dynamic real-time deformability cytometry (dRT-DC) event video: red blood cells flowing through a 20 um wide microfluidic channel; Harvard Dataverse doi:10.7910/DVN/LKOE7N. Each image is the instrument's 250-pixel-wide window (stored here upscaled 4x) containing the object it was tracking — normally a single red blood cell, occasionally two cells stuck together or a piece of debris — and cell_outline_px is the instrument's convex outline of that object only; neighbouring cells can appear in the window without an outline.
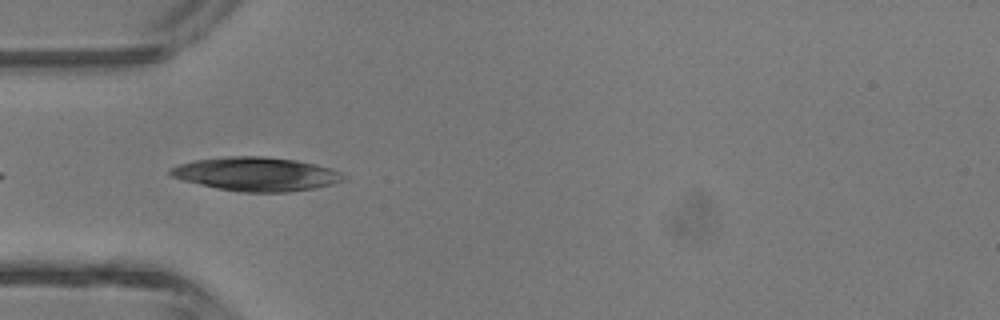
{"species": "common noctule bat (a hibernating species)", "species_latin": "Nyctalus noctula", "temperature_condition": "room temperature", "stored_images_in_passage": 6, "camera_frame_rate_fps": 3000, "um_per_image_px": 0.085, "animal": {"sex": "male", "body_mass_g": 13.3}, "frame": {"image": 1, "passage_image": 3, "time_ms": 3.333, "image_size_px": [1000, 320], "cell_outline_px": [[348, 176], [344, 180], [332, 184], [316, 188], [288, 192], [240, 192], [216, 188], [168, 176], [168, 168], [180, 164], [196, 160], [224, 156], [264, 156], [296, 160], [316, 164], [332, 168]], "centroid_in_image_um": [21.79, 14.79], "position_along_channel_um": 63.2, "area_um2": 34.33}}
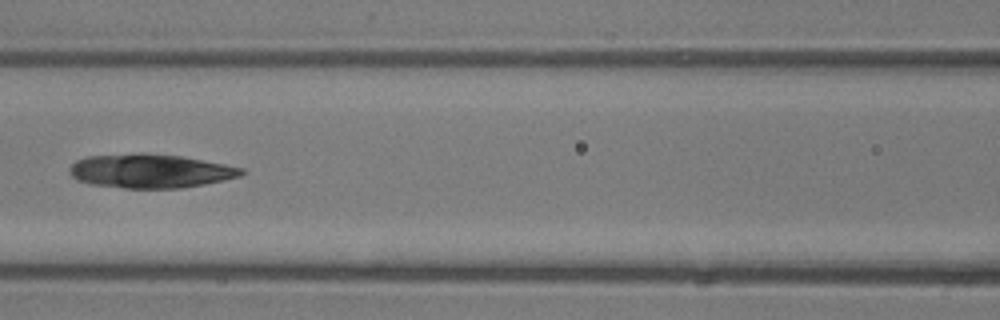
{"frame": {"image": 2, "passage_image": 5, "time_ms": 5.333, "image_size_px": [1000, 320], "cell_outline_px": [[244, 172], [240, 176], [224, 180], [204, 184], [180, 188], [124, 188], [88, 184], [76, 180], [72, 176], [68, 168], [76, 160], [88, 156], [140, 152], [180, 156], [224, 164], [244, 168]], "centroid_in_image_um": [12.73, 14.53], "position_along_channel_um": 153.9, "area_um2": 34.1}}
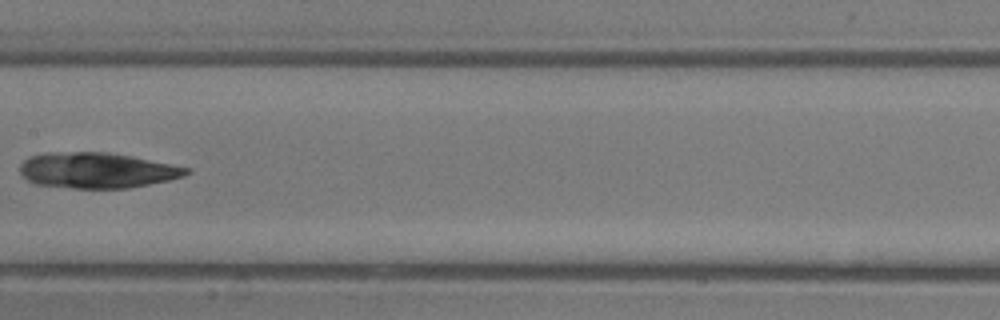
{"frame": {"image": 3, "passage_image": 6, "time_ms": 6.333, "image_size_px": [1000, 320], "cell_outline_px": [[192, 172], [184, 176], [168, 180], [128, 188], [72, 188], [36, 184], [28, 180], [20, 172], [20, 164], [28, 156], [44, 152], [104, 152], [132, 156], [192, 168]], "centroid_in_image_um": [8.24, 14.47], "position_along_channel_um": 199.2, "area_um2": 34.62}}